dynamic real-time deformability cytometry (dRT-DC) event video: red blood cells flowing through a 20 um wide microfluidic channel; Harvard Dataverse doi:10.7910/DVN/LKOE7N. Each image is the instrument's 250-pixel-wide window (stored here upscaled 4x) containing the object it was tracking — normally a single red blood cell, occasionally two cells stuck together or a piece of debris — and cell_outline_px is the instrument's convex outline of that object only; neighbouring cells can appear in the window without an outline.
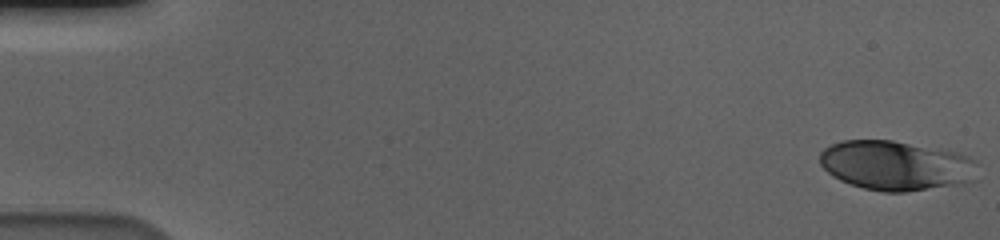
{"species": "human", "species_latin": "Homo sapiens", "temperature_condition": "cold", "stored_images_in_passage": 58, "camera_frame_rate_fps": 3000, "um_per_image_px": 0.085, "donor": {"sex": "male"}, "frame": {"image": 1, "passage_image": 1, "time_ms": 0.0, "image_size_px": [1000, 240], "cell_outline_px": [[976, 180], [964, 184], [904, 192], [884, 192], [864, 188], [840, 180], [832, 176], [820, 164], [820, 152], [824, 148], [832, 144], [844, 140], [892, 140], [956, 152], [968, 156], [976, 164]], "centroid_in_image_um": [76.17, 14.08], "position_along_channel_um": 8.8, "area_um2": 45.66}}
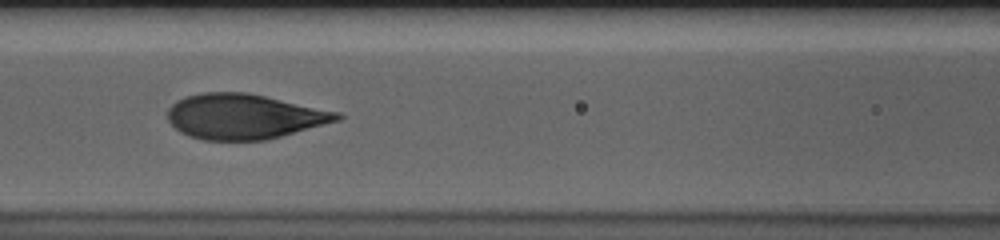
{"frame": {"image": 2, "passage_image": 26, "time_ms": 8.333, "image_size_px": [1000, 240], "cell_outline_px": [[344, 116], [340, 120], [280, 136], [264, 140], [204, 140], [188, 136], [180, 132], [168, 120], [168, 108], [176, 100], [184, 96], [204, 92], [248, 92], [340, 112]], "centroid_in_image_um": [20.73, 9.89], "position_along_channel_um": 145.9, "area_um2": 44.56}}
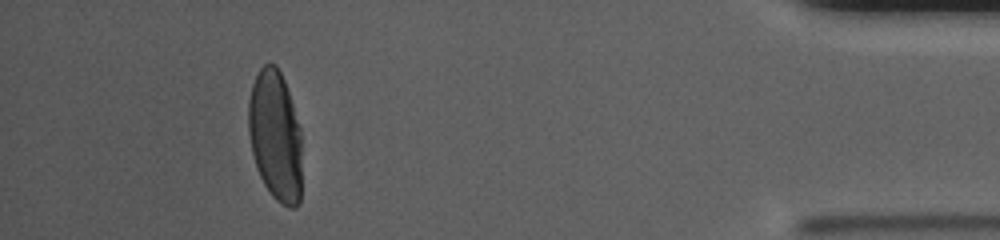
{"frame": {"image": 3, "passage_image": 53, "time_ms": 17.333, "image_size_px": [1000, 240], "cell_outline_px": [[300, 204], [296, 208], [288, 208], [280, 204], [272, 196], [264, 184], [256, 168], [252, 152], [248, 132], [248, 100], [252, 84], [260, 68], [264, 64], [276, 64], [284, 80], [300, 128]], "centroid_in_image_um": [23.38, 11.57], "position_along_channel_um": 411.8, "area_um2": 40.63}, "authors_computed_cell_mechanics": {"area_um2": 44.5349, "velocity_mm_per_s": 3.57, "shape_relaxation_time_tau1_ms": 4.8115, "shape_relaxation_time_tau2_ms": null, "deformation_change_tau1": 0.1998, "deformation_change_tau2": null}}